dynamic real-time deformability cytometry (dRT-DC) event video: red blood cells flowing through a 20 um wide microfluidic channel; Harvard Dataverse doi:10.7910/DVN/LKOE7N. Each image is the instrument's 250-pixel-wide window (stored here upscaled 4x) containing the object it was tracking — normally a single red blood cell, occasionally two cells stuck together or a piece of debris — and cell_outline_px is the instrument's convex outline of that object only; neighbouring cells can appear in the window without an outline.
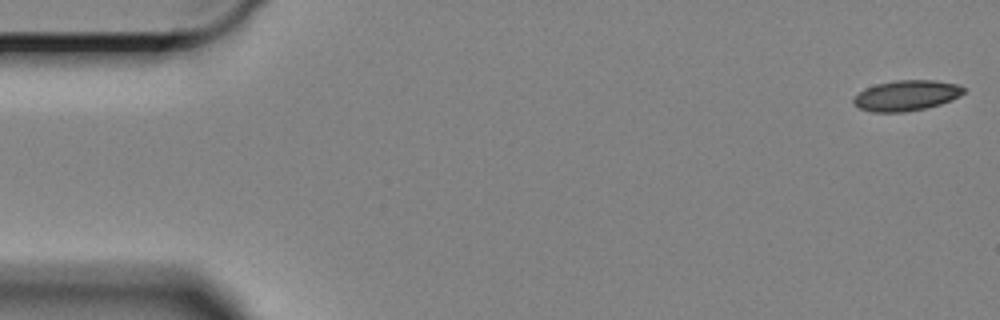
{"species": "Egyptian fruit bat (a non-hibernating species)", "species_latin": "Rousettus aegyptiacus", "temperature_condition": "cold", "stored_images_in_passage": 60, "camera_frame_rate_fps": 3000, "um_per_image_px": 0.085, "animal": {"sex": "female"}, "frame": {"image": 1, "passage_image": 1, "time_ms": 0.0, "image_size_px": [1000, 320], "cell_outline_px": [[964, 92], [940, 104], [924, 108], [904, 112], [872, 112], [860, 108], [852, 100], [860, 92], [876, 84], [896, 80], [936, 80], [956, 84], [964, 88]], "centroid_in_image_um": [77.02, 8.11], "position_along_channel_um": 8.0, "area_um2": 19.07}}
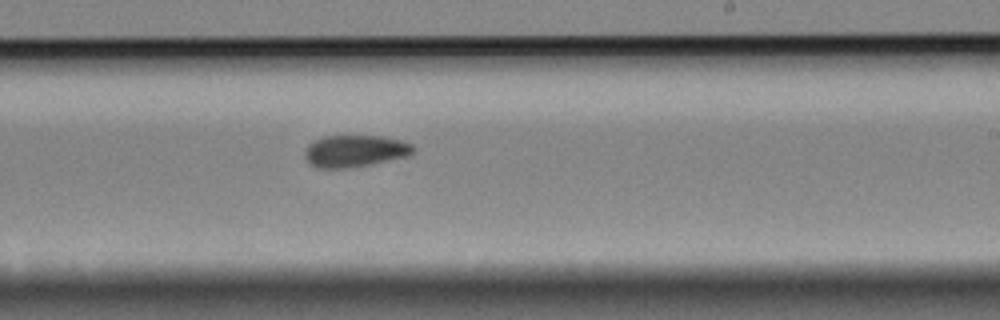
{"frame": {"image": 2, "passage_image": 35, "time_ms": 11.333, "image_size_px": [1000, 320], "cell_outline_px": [[416, 148], [408, 156], [372, 164], [348, 168], [316, 168], [304, 156], [304, 152], [308, 144], [324, 136], [380, 136], [400, 140], [412, 144]], "centroid_in_image_um": [30.18, 12.84], "position_along_channel_um": 258.8, "area_um2": 20.11}}
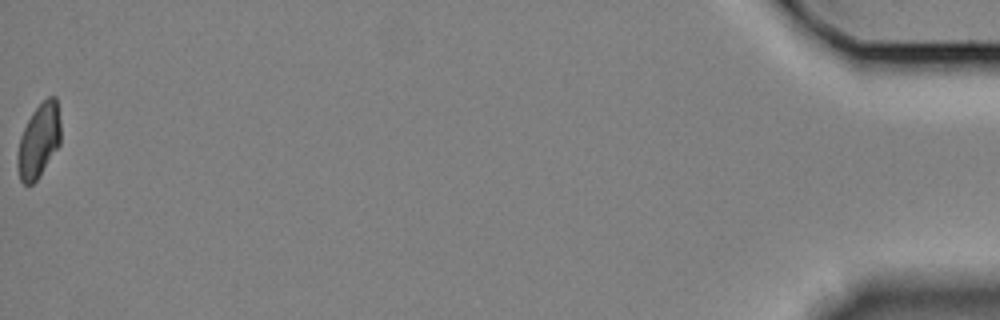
{"frame": {"image": 3, "passage_image": 60, "time_ms": 19.667, "image_size_px": [1000, 320], "cell_outline_px": [[60, 144], [36, 180], [32, 184], [24, 184], [20, 180], [16, 168], [16, 160], [20, 136], [32, 112], [48, 96], [56, 96], [60, 120]], "centroid_in_image_um": [3.28, 11.96], "position_along_channel_um": 431.9, "area_um2": 18.55}, "authors_computed_cell_mechanics": {"area_um2": 20.0855, "velocity_mm_per_s": 3.2892, "shape_relaxation_time_tau1_ms": null, "shape_relaxation_time_tau2_ms": 6.4129, "deformation_change_tau1": null, "deformation_change_tau2": 0.0921}}